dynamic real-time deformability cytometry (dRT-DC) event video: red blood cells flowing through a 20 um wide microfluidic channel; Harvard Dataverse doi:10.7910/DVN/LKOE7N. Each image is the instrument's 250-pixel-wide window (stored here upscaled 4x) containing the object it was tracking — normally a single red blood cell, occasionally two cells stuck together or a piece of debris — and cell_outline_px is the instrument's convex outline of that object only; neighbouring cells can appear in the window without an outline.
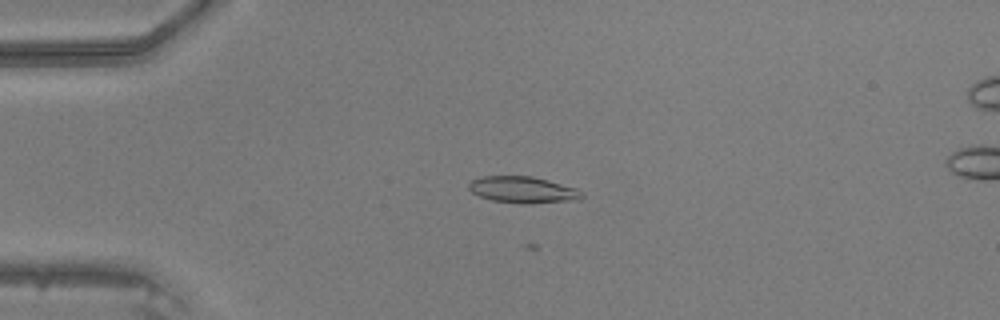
{"species": "common noctule bat (a hibernating species)", "species_latin": "Nyctalus noctula", "temperature_condition": "warm", "stored_images_in_passage": 28, "camera_frame_rate_fps": 3000, "um_per_image_px": 0.085, "animal": {"sex": "male", "body_mass_g": 20.5, "forearm_length_mm": 52.5}, "frame": {"image": 1, "passage_image": 11, "time_ms": 3.333, "image_size_px": [1000, 320], "cell_outline_px": [[584, 196], [580, 200], [532, 204], [520, 204], [492, 200], [480, 196], [472, 192], [468, 188], [468, 184], [472, 180], [484, 176], [532, 176], [576, 188], [584, 192]], "centroid_in_image_um": [44.49, 16.15], "position_along_channel_um": 40.5, "area_um2": 17.63}}
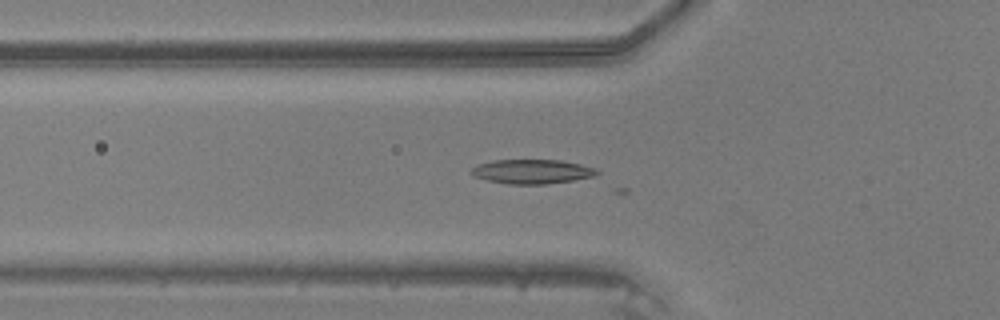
{"frame": {"image": 2, "passage_image": 16, "time_ms": 5.0, "image_size_px": [1000, 320], "cell_outline_px": [[600, 172], [596, 176], [548, 184], [508, 184], [488, 180], [476, 176], [468, 172], [476, 164], [492, 160], [560, 160], [580, 164], [596, 168]], "centroid_in_image_um": [45.23, 14.58], "position_along_channel_um": 80.6, "area_um2": 17.86}}
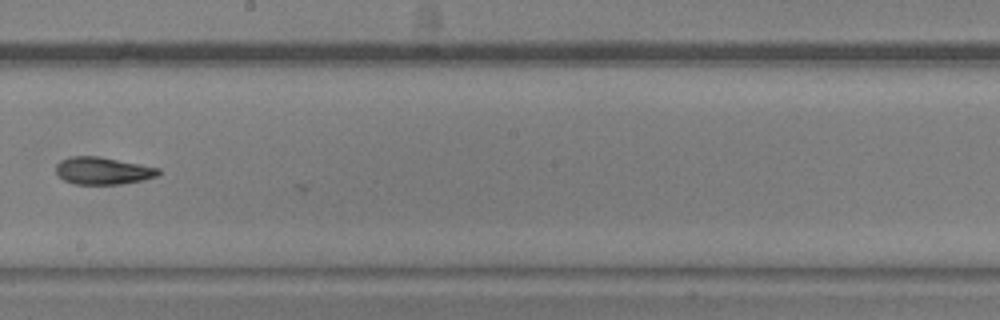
{"frame": {"image": 3, "passage_image": 27, "time_ms": 8.667, "image_size_px": [1000, 320], "cell_outline_px": [[160, 176], [144, 180], [120, 184], [76, 184], [64, 180], [56, 172], [56, 164], [60, 160], [72, 156], [100, 156], [160, 168]], "centroid_in_image_um": [8.77, 14.51], "position_along_channel_um": 239.4, "area_um2": 16.42}}